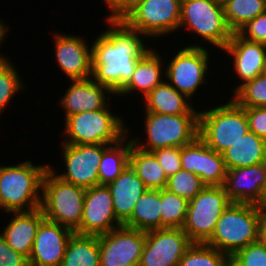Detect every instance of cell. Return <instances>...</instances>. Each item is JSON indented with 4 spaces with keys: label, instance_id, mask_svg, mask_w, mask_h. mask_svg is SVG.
I'll use <instances>...</instances> for the list:
<instances>
[{
    "label": "cell",
    "instance_id": "cell-1",
    "mask_svg": "<svg viewBox=\"0 0 266 266\" xmlns=\"http://www.w3.org/2000/svg\"><path fill=\"white\" fill-rule=\"evenodd\" d=\"M103 22L109 27L100 30L91 44V78L116 95L130 81L138 61L151 48L144 35L122 20Z\"/></svg>",
    "mask_w": 266,
    "mask_h": 266
},
{
    "label": "cell",
    "instance_id": "cell-2",
    "mask_svg": "<svg viewBox=\"0 0 266 266\" xmlns=\"http://www.w3.org/2000/svg\"><path fill=\"white\" fill-rule=\"evenodd\" d=\"M48 164L25 160L12 165L0 164V209L30 212L40 208L42 179Z\"/></svg>",
    "mask_w": 266,
    "mask_h": 266
},
{
    "label": "cell",
    "instance_id": "cell-3",
    "mask_svg": "<svg viewBox=\"0 0 266 266\" xmlns=\"http://www.w3.org/2000/svg\"><path fill=\"white\" fill-rule=\"evenodd\" d=\"M69 116L64 122L62 142L72 145L106 144L119 142L128 134L124 116H118L109 106ZM127 126V127H126Z\"/></svg>",
    "mask_w": 266,
    "mask_h": 266
},
{
    "label": "cell",
    "instance_id": "cell-4",
    "mask_svg": "<svg viewBox=\"0 0 266 266\" xmlns=\"http://www.w3.org/2000/svg\"><path fill=\"white\" fill-rule=\"evenodd\" d=\"M184 28L186 31L188 29L193 32V36L199 37L197 40L200 39L199 42L196 40L192 45L186 46L207 48L210 44L220 49L217 50L219 52L233 35V31L226 22L223 4L220 0H182L179 31Z\"/></svg>",
    "mask_w": 266,
    "mask_h": 266
},
{
    "label": "cell",
    "instance_id": "cell-5",
    "mask_svg": "<svg viewBox=\"0 0 266 266\" xmlns=\"http://www.w3.org/2000/svg\"><path fill=\"white\" fill-rule=\"evenodd\" d=\"M261 211L255 204L231 203L217 221L205 243L230 258L247 245L258 241Z\"/></svg>",
    "mask_w": 266,
    "mask_h": 266
},
{
    "label": "cell",
    "instance_id": "cell-6",
    "mask_svg": "<svg viewBox=\"0 0 266 266\" xmlns=\"http://www.w3.org/2000/svg\"><path fill=\"white\" fill-rule=\"evenodd\" d=\"M231 99V100H230ZM212 108H199L198 137L212 150L223 153L249 132L243 107L232 98Z\"/></svg>",
    "mask_w": 266,
    "mask_h": 266
},
{
    "label": "cell",
    "instance_id": "cell-7",
    "mask_svg": "<svg viewBox=\"0 0 266 266\" xmlns=\"http://www.w3.org/2000/svg\"><path fill=\"white\" fill-rule=\"evenodd\" d=\"M144 115L146 137L132 138L133 144L141 150L152 152L165 147H183L198 137L199 113L166 115L144 112Z\"/></svg>",
    "mask_w": 266,
    "mask_h": 266
},
{
    "label": "cell",
    "instance_id": "cell-8",
    "mask_svg": "<svg viewBox=\"0 0 266 266\" xmlns=\"http://www.w3.org/2000/svg\"><path fill=\"white\" fill-rule=\"evenodd\" d=\"M86 189L63 181L48 168L42 179L41 205L45 219L76 232L80 228Z\"/></svg>",
    "mask_w": 266,
    "mask_h": 266
},
{
    "label": "cell",
    "instance_id": "cell-9",
    "mask_svg": "<svg viewBox=\"0 0 266 266\" xmlns=\"http://www.w3.org/2000/svg\"><path fill=\"white\" fill-rule=\"evenodd\" d=\"M206 47H180L168 61L165 60V80L177 91L186 95L190 100L203 85L208 83L207 76L212 70L209 53ZM210 60V61H209ZM168 62V64L166 63ZM208 74V75H207ZM199 88V89H198ZM198 90V91H197Z\"/></svg>",
    "mask_w": 266,
    "mask_h": 266
},
{
    "label": "cell",
    "instance_id": "cell-10",
    "mask_svg": "<svg viewBox=\"0 0 266 266\" xmlns=\"http://www.w3.org/2000/svg\"><path fill=\"white\" fill-rule=\"evenodd\" d=\"M181 2L182 0H144L136 4L122 21L148 38V41L151 38L163 39L164 36L179 31Z\"/></svg>",
    "mask_w": 266,
    "mask_h": 266
},
{
    "label": "cell",
    "instance_id": "cell-11",
    "mask_svg": "<svg viewBox=\"0 0 266 266\" xmlns=\"http://www.w3.org/2000/svg\"><path fill=\"white\" fill-rule=\"evenodd\" d=\"M231 203L223 186H205L190 200L182 229L191 242L206 243Z\"/></svg>",
    "mask_w": 266,
    "mask_h": 266
},
{
    "label": "cell",
    "instance_id": "cell-12",
    "mask_svg": "<svg viewBox=\"0 0 266 266\" xmlns=\"http://www.w3.org/2000/svg\"><path fill=\"white\" fill-rule=\"evenodd\" d=\"M61 158L64 171L49 168L63 181L85 189L99 185V163L103 154V144L72 145L61 143ZM57 171V172H56Z\"/></svg>",
    "mask_w": 266,
    "mask_h": 266
},
{
    "label": "cell",
    "instance_id": "cell-13",
    "mask_svg": "<svg viewBox=\"0 0 266 266\" xmlns=\"http://www.w3.org/2000/svg\"><path fill=\"white\" fill-rule=\"evenodd\" d=\"M100 266H138L146 232L120 226L98 236Z\"/></svg>",
    "mask_w": 266,
    "mask_h": 266
},
{
    "label": "cell",
    "instance_id": "cell-14",
    "mask_svg": "<svg viewBox=\"0 0 266 266\" xmlns=\"http://www.w3.org/2000/svg\"><path fill=\"white\" fill-rule=\"evenodd\" d=\"M191 244V240L182 228L147 231L138 266H178Z\"/></svg>",
    "mask_w": 266,
    "mask_h": 266
},
{
    "label": "cell",
    "instance_id": "cell-15",
    "mask_svg": "<svg viewBox=\"0 0 266 266\" xmlns=\"http://www.w3.org/2000/svg\"><path fill=\"white\" fill-rule=\"evenodd\" d=\"M53 33L56 65L67 79L82 80L91 78L92 58L90 41L83 36Z\"/></svg>",
    "mask_w": 266,
    "mask_h": 266
},
{
    "label": "cell",
    "instance_id": "cell-16",
    "mask_svg": "<svg viewBox=\"0 0 266 266\" xmlns=\"http://www.w3.org/2000/svg\"><path fill=\"white\" fill-rule=\"evenodd\" d=\"M122 226L113 211V201L107 185L87 188L80 228L75 232L81 235L105 234Z\"/></svg>",
    "mask_w": 266,
    "mask_h": 266
},
{
    "label": "cell",
    "instance_id": "cell-17",
    "mask_svg": "<svg viewBox=\"0 0 266 266\" xmlns=\"http://www.w3.org/2000/svg\"><path fill=\"white\" fill-rule=\"evenodd\" d=\"M72 230L58 223L44 219L38 227L29 266H61Z\"/></svg>",
    "mask_w": 266,
    "mask_h": 266
},
{
    "label": "cell",
    "instance_id": "cell-18",
    "mask_svg": "<svg viewBox=\"0 0 266 266\" xmlns=\"http://www.w3.org/2000/svg\"><path fill=\"white\" fill-rule=\"evenodd\" d=\"M222 51L226 56H230L228 58L231 61L228 64H231L233 69L230 68L229 71H234V73H230L239 78L237 81L241 80L238 82V86L236 85L235 88L233 86V93L244 83L253 80L262 73L266 56L265 44L249 41L235 32Z\"/></svg>",
    "mask_w": 266,
    "mask_h": 266
},
{
    "label": "cell",
    "instance_id": "cell-19",
    "mask_svg": "<svg viewBox=\"0 0 266 266\" xmlns=\"http://www.w3.org/2000/svg\"><path fill=\"white\" fill-rule=\"evenodd\" d=\"M68 86L58 102L64 111V121L77 113L105 108L115 95L108 87L96 83L92 78L71 80Z\"/></svg>",
    "mask_w": 266,
    "mask_h": 266
},
{
    "label": "cell",
    "instance_id": "cell-20",
    "mask_svg": "<svg viewBox=\"0 0 266 266\" xmlns=\"http://www.w3.org/2000/svg\"><path fill=\"white\" fill-rule=\"evenodd\" d=\"M266 184V162L227 170L223 187L232 203L257 204Z\"/></svg>",
    "mask_w": 266,
    "mask_h": 266
},
{
    "label": "cell",
    "instance_id": "cell-21",
    "mask_svg": "<svg viewBox=\"0 0 266 266\" xmlns=\"http://www.w3.org/2000/svg\"><path fill=\"white\" fill-rule=\"evenodd\" d=\"M158 50L151 49L138 61L130 81L115 95L119 99L137 94L144 99L165 80V61ZM164 77V78H163ZM118 95V96H117ZM121 98H120V96ZM123 96V97H122Z\"/></svg>",
    "mask_w": 266,
    "mask_h": 266
},
{
    "label": "cell",
    "instance_id": "cell-22",
    "mask_svg": "<svg viewBox=\"0 0 266 266\" xmlns=\"http://www.w3.org/2000/svg\"><path fill=\"white\" fill-rule=\"evenodd\" d=\"M7 215L11 218L6 227H2L1 235L16 252L29 258L38 227L45 219L43 211L39 208L30 212H8Z\"/></svg>",
    "mask_w": 266,
    "mask_h": 266
},
{
    "label": "cell",
    "instance_id": "cell-23",
    "mask_svg": "<svg viewBox=\"0 0 266 266\" xmlns=\"http://www.w3.org/2000/svg\"><path fill=\"white\" fill-rule=\"evenodd\" d=\"M107 187L112 196L115 217L123 225L147 188L130 165Z\"/></svg>",
    "mask_w": 266,
    "mask_h": 266
},
{
    "label": "cell",
    "instance_id": "cell-24",
    "mask_svg": "<svg viewBox=\"0 0 266 266\" xmlns=\"http://www.w3.org/2000/svg\"><path fill=\"white\" fill-rule=\"evenodd\" d=\"M143 111L166 115L199 113L194 101L177 91L166 80L157 85L144 99ZM145 108V109H144Z\"/></svg>",
    "mask_w": 266,
    "mask_h": 266
},
{
    "label": "cell",
    "instance_id": "cell-25",
    "mask_svg": "<svg viewBox=\"0 0 266 266\" xmlns=\"http://www.w3.org/2000/svg\"><path fill=\"white\" fill-rule=\"evenodd\" d=\"M222 155L227 170L266 162V140L249 131Z\"/></svg>",
    "mask_w": 266,
    "mask_h": 266
},
{
    "label": "cell",
    "instance_id": "cell-26",
    "mask_svg": "<svg viewBox=\"0 0 266 266\" xmlns=\"http://www.w3.org/2000/svg\"><path fill=\"white\" fill-rule=\"evenodd\" d=\"M131 129L119 142L106 145L103 144V154L99 163V185H107L114 181L129 165V155L133 144ZM129 137V139H128Z\"/></svg>",
    "mask_w": 266,
    "mask_h": 266
},
{
    "label": "cell",
    "instance_id": "cell-27",
    "mask_svg": "<svg viewBox=\"0 0 266 266\" xmlns=\"http://www.w3.org/2000/svg\"><path fill=\"white\" fill-rule=\"evenodd\" d=\"M161 190L147 189L137 200L131 217L123 226L140 231L161 229Z\"/></svg>",
    "mask_w": 266,
    "mask_h": 266
},
{
    "label": "cell",
    "instance_id": "cell-28",
    "mask_svg": "<svg viewBox=\"0 0 266 266\" xmlns=\"http://www.w3.org/2000/svg\"><path fill=\"white\" fill-rule=\"evenodd\" d=\"M129 165L147 189L161 190L166 188L168 178L152 152L141 150L132 144Z\"/></svg>",
    "mask_w": 266,
    "mask_h": 266
},
{
    "label": "cell",
    "instance_id": "cell-29",
    "mask_svg": "<svg viewBox=\"0 0 266 266\" xmlns=\"http://www.w3.org/2000/svg\"><path fill=\"white\" fill-rule=\"evenodd\" d=\"M61 266H100L98 236L74 233L68 242Z\"/></svg>",
    "mask_w": 266,
    "mask_h": 266
},
{
    "label": "cell",
    "instance_id": "cell-30",
    "mask_svg": "<svg viewBox=\"0 0 266 266\" xmlns=\"http://www.w3.org/2000/svg\"><path fill=\"white\" fill-rule=\"evenodd\" d=\"M224 16L233 33L266 12V0H223Z\"/></svg>",
    "mask_w": 266,
    "mask_h": 266
},
{
    "label": "cell",
    "instance_id": "cell-31",
    "mask_svg": "<svg viewBox=\"0 0 266 266\" xmlns=\"http://www.w3.org/2000/svg\"><path fill=\"white\" fill-rule=\"evenodd\" d=\"M8 58L0 61V116L9 107L11 100L18 95V93L27 90L28 87L24 85V79L21 78V73L17 67L14 66V61ZM8 106V107H7ZM1 118V117H0Z\"/></svg>",
    "mask_w": 266,
    "mask_h": 266
},
{
    "label": "cell",
    "instance_id": "cell-32",
    "mask_svg": "<svg viewBox=\"0 0 266 266\" xmlns=\"http://www.w3.org/2000/svg\"><path fill=\"white\" fill-rule=\"evenodd\" d=\"M189 201L170 192L166 188L161 189V229L182 228Z\"/></svg>",
    "mask_w": 266,
    "mask_h": 266
},
{
    "label": "cell",
    "instance_id": "cell-33",
    "mask_svg": "<svg viewBox=\"0 0 266 266\" xmlns=\"http://www.w3.org/2000/svg\"><path fill=\"white\" fill-rule=\"evenodd\" d=\"M229 256L205 243H192L178 266H225Z\"/></svg>",
    "mask_w": 266,
    "mask_h": 266
},
{
    "label": "cell",
    "instance_id": "cell-34",
    "mask_svg": "<svg viewBox=\"0 0 266 266\" xmlns=\"http://www.w3.org/2000/svg\"><path fill=\"white\" fill-rule=\"evenodd\" d=\"M231 98L243 108L266 107V76L260 74L247 81Z\"/></svg>",
    "mask_w": 266,
    "mask_h": 266
},
{
    "label": "cell",
    "instance_id": "cell-35",
    "mask_svg": "<svg viewBox=\"0 0 266 266\" xmlns=\"http://www.w3.org/2000/svg\"><path fill=\"white\" fill-rule=\"evenodd\" d=\"M226 174L223 155L203 142L202 183L205 186H223Z\"/></svg>",
    "mask_w": 266,
    "mask_h": 266
},
{
    "label": "cell",
    "instance_id": "cell-36",
    "mask_svg": "<svg viewBox=\"0 0 266 266\" xmlns=\"http://www.w3.org/2000/svg\"><path fill=\"white\" fill-rule=\"evenodd\" d=\"M204 187L205 185L202 183L199 176L181 169L168 178L166 189L190 201Z\"/></svg>",
    "mask_w": 266,
    "mask_h": 266
},
{
    "label": "cell",
    "instance_id": "cell-37",
    "mask_svg": "<svg viewBox=\"0 0 266 266\" xmlns=\"http://www.w3.org/2000/svg\"><path fill=\"white\" fill-rule=\"evenodd\" d=\"M182 170L195 173L202 181L203 141L197 137L192 143L181 147Z\"/></svg>",
    "mask_w": 266,
    "mask_h": 266
},
{
    "label": "cell",
    "instance_id": "cell-38",
    "mask_svg": "<svg viewBox=\"0 0 266 266\" xmlns=\"http://www.w3.org/2000/svg\"><path fill=\"white\" fill-rule=\"evenodd\" d=\"M231 259L239 266H266V245L258 240L236 252Z\"/></svg>",
    "mask_w": 266,
    "mask_h": 266
},
{
    "label": "cell",
    "instance_id": "cell-39",
    "mask_svg": "<svg viewBox=\"0 0 266 266\" xmlns=\"http://www.w3.org/2000/svg\"><path fill=\"white\" fill-rule=\"evenodd\" d=\"M152 153L155 155L167 178L182 169L180 158L181 147L159 148L152 151Z\"/></svg>",
    "mask_w": 266,
    "mask_h": 266
},
{
    "label": "cell",
    "instance_id": "cell-40",
    "mask_svg": "<svg viewBox=\"0 0 266 266\" xmlns=\"http://www.w3.org/2000/svg\"><path fill=\"white\" fill-rule=\"evenodd\" d=\"M237 33L249 41L266 45V12L248 21Z\"/></svg>",
    "mask_w": 266,
    "mask_h": 266
},
{
    "label": "cell",
    "instance_id": "cell-41",
    "mask_svg": "<svg viewBox=\"0 0 266 266\" xmlns=\"http://www.w3.org/2000/svg\"><path fill=\"white\" fill-rule=\"evenodd\" d=\"M249 131L266 140V107L244 108Z\"/></svg>",
    "mask_w": 266,
    "mask_h": 266
},
{
    "label": "cell",
    "instance_id": "cell-42",
    "mask_svg": "<svg viewBox=\"0 0 266 266\" xmlns=\"http://www.w3.org/2000/svg\"><path fill=\"white\" fill-rule=\"evenodd\" d=\"M0 266H29L28 258L8 245L0 233Z\"/></svg>",
    "mask_w": 266,
    "mask_h": 266
},
{
    "label": "cell",
    "instance_id": "cell-43",
    "mask_svg": "<svg viewBox=\"0 0 266 266\" xmlns=\"http://www.w3.org/2000/svg\"><path fill=\"white\" fill-rule=\"evenodd\" d=\"M108 15L104 16V20H122L124 16L131 10V0H103Z\"/></svg>",
    "mask_w": 266,
    "mask_h": 266
},
{
    "label": "cell",
    "instance_id": "cell-44",
    "mask_svg": "<svg viewBox=\"0 0 266 266\" xmlns=\"http://www.w3.org/2000/svg\"><path fill=\"white\" fill-rule=\"evenodd\" d=\"M4 21V22H3ZM7 21H5L3 18H0V47H2L3 42H5V39H7L8 33L10 34V26H8V23L6 24ZM0 52V61L6 60L10 58L9 56L4 54H1ZM7 56V57H6Z\"/></svg>",
    "mask_w": 266,
    "mask_h": 266
},
{
    "label": "cell",
    "instance_id": "cell-45",
    "mask_svg": "<svg viewBox=\"0 0 266 266\" xmlns=\"http://www.w3.org/2000/svg\"><path fill=\"white\" fill-rule=\"evenodd\" d=\"M258 240L266 245V212H261Z\"/></svg>",
    "mask_w": 266,
    "mask_h": 266
},
{
    "label": "cell",
    "instance_id": "cell-46",
    "mask_svg": "<svg viewBox=\"0 0 266 266\" xmlns=\"http://www.w3.org/2000/svg\"><path fill=\"white\" fill-rule=\"evenodd\" d=\"M256 207L261 211V212H266V184L263 188V192L261 195L260 200L256 204Z\"/></svg>",
    "mask_w": 266,
    "mask_h": 266
},
{
    "label": "cell",
    "instance_id": "cell-47",
    "mask_svg": "<svg viewBox=\"0 0 266 266\" xmlns=\"http://www.w3.org/2000/svg\"><path fill=\"white\" fill-rule=\"evenodd\" d=\"M225 266H239L231 258L226 262Z\"/></svg>",
    "mask_w": 266,
    "mask_h": 266
},
{
    "label": "cell",
    "instance_id": "cell-48",
    "mask_svg": "<svg viewBox=\"0 0 266 266\" xmlns=\"http://www.w3.org/2000/svg\"><path fill=\"white\" fill-rule=\"evenodd\" d=\"M144 0H131V9L138 3L142 2Z\"/></svg>",
    "mask_w": 266,
    "mask_h": 266
},
{
    "label": "cell",
    "instance_id": "cell-49",
    "mask_svg": "<svg viewBox=\"0 0 266 266\" xmlns=\"http://www.w3.org/2000/svg\"><path fill=\"white\" fill-rule=\"evenodd\" d=\"M264 76H266V56H265V59H264V65H263V69H262V73Z\"/></svg>",
    "mask_w": 266,
    "mask_h": 266
}]
</instances>
